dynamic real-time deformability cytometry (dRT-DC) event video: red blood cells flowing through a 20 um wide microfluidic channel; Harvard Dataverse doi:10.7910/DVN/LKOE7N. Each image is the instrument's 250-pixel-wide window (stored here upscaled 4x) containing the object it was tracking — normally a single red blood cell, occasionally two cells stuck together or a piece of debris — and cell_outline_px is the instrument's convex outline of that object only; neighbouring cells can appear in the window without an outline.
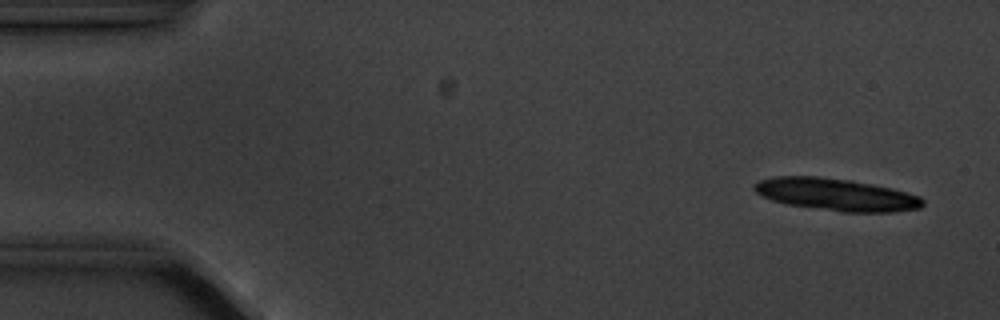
{"species": "common noctule bat (a hibernating species)", "species_latin": "Nyctalus noctula", "temperature_condition": "cold", "stored_images_in_passage": 8, "segment_of_instrument_passage": [1, 2], "camera_frame_rate_fps": 3000, "um_per_image_px": 0.085, "animal": {"sex": "male", "body_mass_g": 20.1, "forearm_length_mm": 53.5}, "frame": {"image": 1, "passage_image": 1, "time_ms": 0.0, "image_size_px": [1000, 320], "cell_outline_px": [[924, 204], [920, 208], [896, 212], [840, 212], [784, 204], [772, 200], [756, 192], [752, 188], [760, 180], [776, 176], [816, 176], [852, 180], [892, 188], [920, 196], [924, 200]], "centroid_in_image_um": [71.1, 16.54], "position_along_channel_um": 13.9, "area_um2": 31.85}}